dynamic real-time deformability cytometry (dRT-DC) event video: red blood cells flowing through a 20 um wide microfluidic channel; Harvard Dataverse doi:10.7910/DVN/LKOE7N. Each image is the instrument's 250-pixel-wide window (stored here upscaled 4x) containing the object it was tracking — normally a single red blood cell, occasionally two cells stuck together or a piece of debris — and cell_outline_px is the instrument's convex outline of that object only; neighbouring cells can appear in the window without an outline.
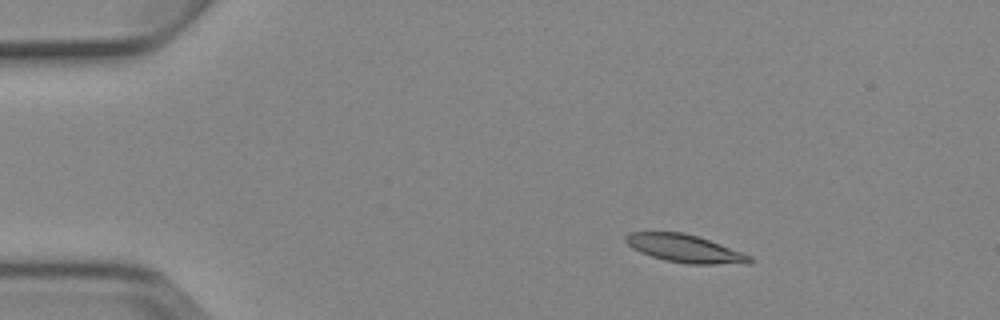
{"species": "Egyptian fruit bat (a non-hibernating species)", "species_latin": "Rousettus aegyptiacus", "temperature_condition": "cold", "stored_images_in_passage": 5, "camera_frame_rate_fps": 3000, "um_per_image_px": 0.085, "animal": {"sex": "female"}, "frame": {"image": 1, "passage_image": 3, "time_ms": 2.333, "image_size_px": [1000, 320], "cell_outline_px": [[752, 264], [688, 264], [668, 260], [652, 256], [640, 252], [632, 248], [624, 240], [624, 236], [628, 232], [680, 232], [696, 236], [720, 244], [752, 256]], "centroid_in_image_um": [58.22, 21.13], "position_along_channel_um": 26.8, "area_um2": 19.94}}
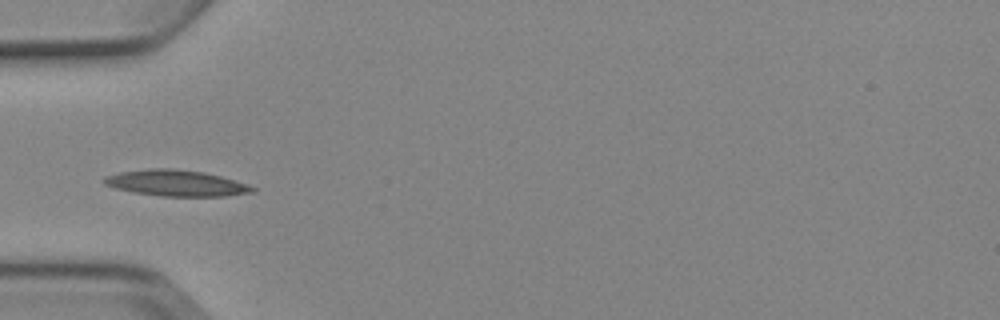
{"frame": {"image": 2, "passage_image": 5, "time_ms": 5.333, "image_size_px": [1000, 320], "cell_outline_px": [[256, 192], [224, 196], [160, 196], [132, 192], [116, 188], [104, 184], [100, 180], [104, 176], [120, 172], [148, 168], [176, 168], [204, 172], [220, 176], [248, 184], [256, 188]], "centroid_in_image_um": [14.95, 15.56], "position_along_channel_um": 70.0, "area_um2": 22.77}}